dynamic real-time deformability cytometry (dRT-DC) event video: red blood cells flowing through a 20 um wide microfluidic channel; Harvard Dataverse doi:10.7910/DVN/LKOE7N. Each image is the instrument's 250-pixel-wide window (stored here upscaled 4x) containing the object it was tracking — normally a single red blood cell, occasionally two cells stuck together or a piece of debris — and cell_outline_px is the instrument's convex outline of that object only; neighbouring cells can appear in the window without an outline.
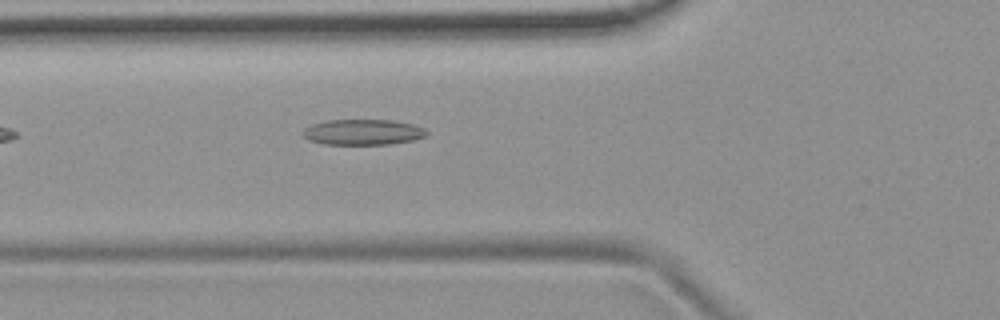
{"species": "common noctule bat (a hibernating species)", "species_latin": "Nyctalus noctula", "temperature_condition": "room temperature", "stored_images_in_passage": 32, "camera_frame_rate_fps": 3000, "um_per_image_px": 0.085, "animal": {"sex": "female", "body_mass_g": 19.9}, "frame": {"image": 1, "passage_image": 5, "time_ms": 1.333, "image_size_px": [1000, 320], "cell_outline_px": [[428, 132], [424, 136], [412, 140], [388, 144], [324, 144], [308, 140], [304, 136], [304, 128], [312, 124], [328, 120], [392, 120], [412, 124], [424, 128]], "centroid_in_image_um": [30.83, 11.22], "position_along_channel_um": 95.0, "area_um2": 18.26}, "authors_computed_cell_mechanics": {"area_um2": 17.5134, "velocity_mm_per_s": 3.7594, "shape_relaxation_time_tau1_ms": null, "shape_relaxation_time_tau2_ms": 2.7574, "deformation_change_tau1": null, "deformation_change_tau2": 0.1068}}